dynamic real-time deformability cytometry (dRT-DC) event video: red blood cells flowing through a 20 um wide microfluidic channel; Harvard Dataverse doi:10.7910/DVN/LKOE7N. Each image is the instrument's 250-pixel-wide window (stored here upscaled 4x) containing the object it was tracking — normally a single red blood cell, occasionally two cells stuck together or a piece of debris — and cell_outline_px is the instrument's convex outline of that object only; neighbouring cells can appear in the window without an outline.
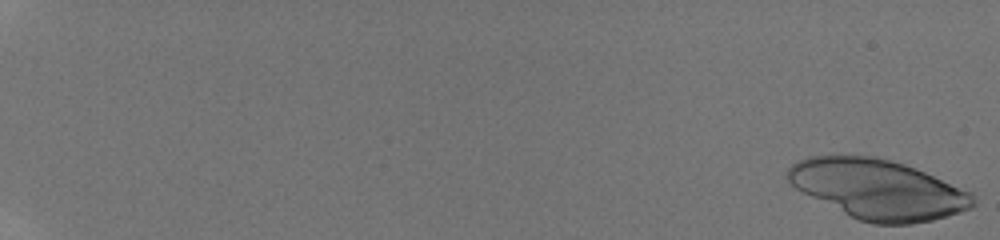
{"species": "human", "species_latin": "Homo sapiens", "temperature_condition": "room temperature", "stored_images_in_passage": 52, "camera_frame_rate_fps": 3000, "um_per_image_px": 0.085, "donor": {"sex": "male"}, "frame": {"image": 1, "passage_image": 1, "time_ms": 0.0, "image_size_px": [1000, 240], "cell_outline_px": [[976, 204], [972, 208], [960, 212], [932, 220], [912, 224], [872, 224], [860, 220], [796, 188], [788, 180], [788, 168], [796, 160], [808, 156], [876, 156], [904, 164], [924, 172], [972, 192], [976, 196]], "centroid_in_image_um": [74.68, 16.08], "position_along_channel_um": 10.3, "area_um2": 63.7}}
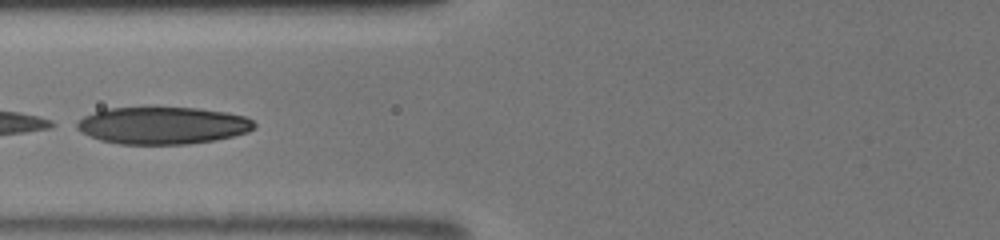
{"frame": {"image": 2, "passage_image": 26, "time_ms": 8.333, "image_size_px": [1000, 240], "cell_outline_px": [[256, 128], [248, 132], [216, 140], [188, 144], [120, 144], [100, 140], [80, 132], [72, 124], [84, 116], [108, 108], [196, 108], [228, 112], [244, 116], [252, 120], [256, 124]], "centroid_in_image_um": [13.82, 10.67], "position_along_channel_um": 112.0, "area_um2": 38.55}}
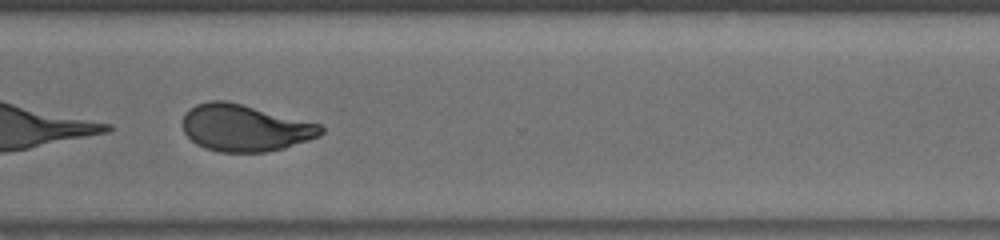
{"frame": {"image": 3, "passage_image": 43, "time_ms": 14.0, "image_size_px": [1000, 240], "cell_outline_px": [[324, 132], [320, 136], [284, 148], [264, 152], [220, 152], [204, 148], [196, 144], [184, 132], [184, 116], [188, 108], [196, 104], [212, 100], [224, 100], [320, 124], [324, 128]], "centroid_in_image_um": [20.81, 10.88], "position_along_channel_um": 349.8, "area_um2": 37.4}}